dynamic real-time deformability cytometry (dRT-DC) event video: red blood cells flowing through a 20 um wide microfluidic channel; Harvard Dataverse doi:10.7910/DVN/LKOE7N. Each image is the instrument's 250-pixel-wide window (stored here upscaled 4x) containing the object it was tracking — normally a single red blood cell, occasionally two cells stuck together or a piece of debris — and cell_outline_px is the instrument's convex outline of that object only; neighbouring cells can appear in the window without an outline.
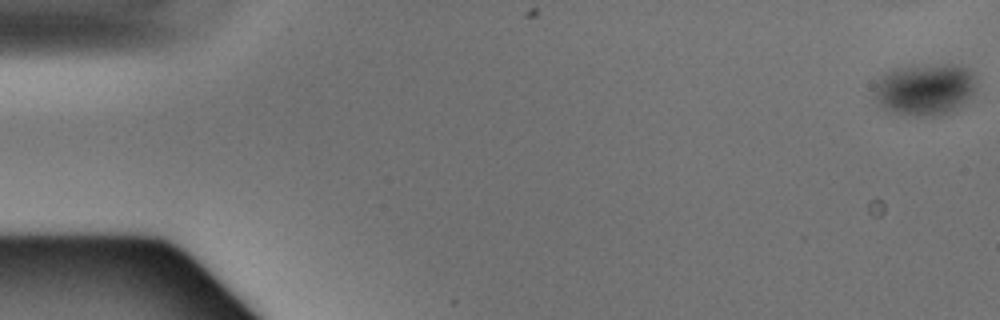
{"species": "Egyptian fruit bat (a non-hibernating species)", "species_latin": "Rousettus aegyptiacus", "temperature_condition": "warm", "stored_images_in_passage": 49, "camera_frame_rate_fps": 3000, "um_per_image_px": 0.085, "animal": {"sex": "male"}, "frame": {"image": 1, "passage_image": 1, "time_ms": 0.0, "image_size_px": [1000, 320], "cell_outline_px": [[976, 92], [960, 104], [948, 112], [940, 116], [916, 116], [884, 112], [880, 108], [872, 96], [872, 84], [884, 72], [896, 68], [944, 64], [952, 64], [964, 68], [976, 76]], "centroid_in_image_um": [78.51, 7.62], "position_along_channel_um": 6.5, "area_um2": 31.44}}
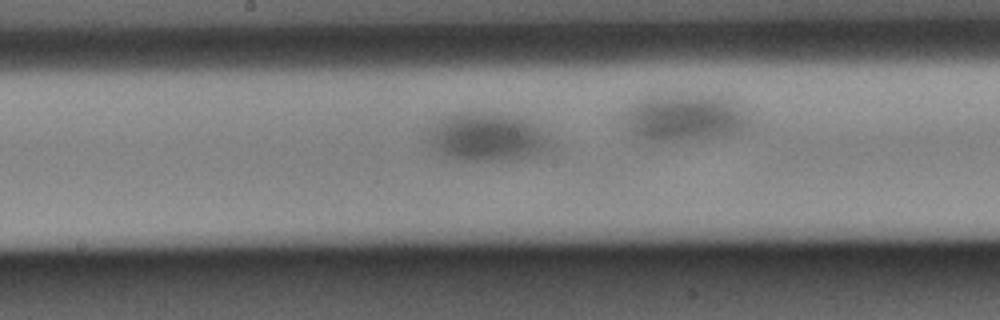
{"frame": {"image": 2, "passage_image": 26, "time_ms": 8.333, "image_size_px": [1000, 320], "cell_outline_px": [[548, 144], [540, 152], [512, 160], [460, 160], [436, 152], [432, 144], [432, 132], [444, 120], [452, 116], [464, 112], [476, 112], [512, 116], [524, 120], [532, 124], [548, 136]], "centroid_in_image_um": [41.43, 11.68], "position_along_channel_um": 206.8, "area_um2": 32.25}}
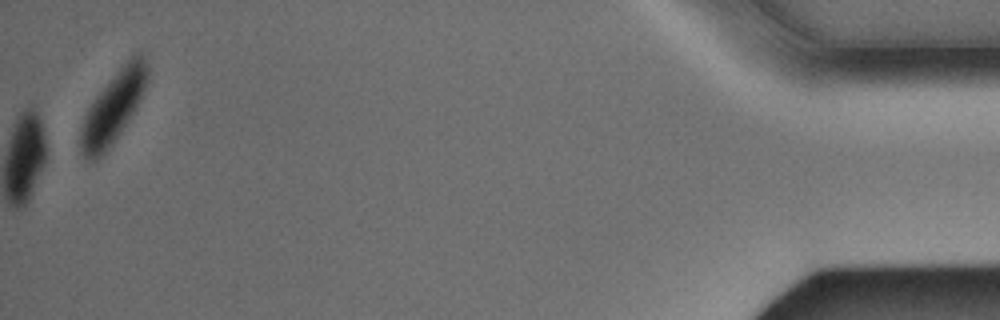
{"frame": {"image": 3, "passage_image": 49, "time_ms": 16.0, "image_size_px": [1000, 320], "cell_outline_px": [[148, 80], [136, 108], [112, 144], [96, 160], [84, 160], [80, 152], [80, 128], [84, 116], [88, 108], [96, 96], [112, 76], [136, 52], [140, 52], [144, 56], [148, 64]], "centroid_in_image_um": [9.61, 9.13], "position_along_channel_um": 425.6, "area_um2": 27.46}}